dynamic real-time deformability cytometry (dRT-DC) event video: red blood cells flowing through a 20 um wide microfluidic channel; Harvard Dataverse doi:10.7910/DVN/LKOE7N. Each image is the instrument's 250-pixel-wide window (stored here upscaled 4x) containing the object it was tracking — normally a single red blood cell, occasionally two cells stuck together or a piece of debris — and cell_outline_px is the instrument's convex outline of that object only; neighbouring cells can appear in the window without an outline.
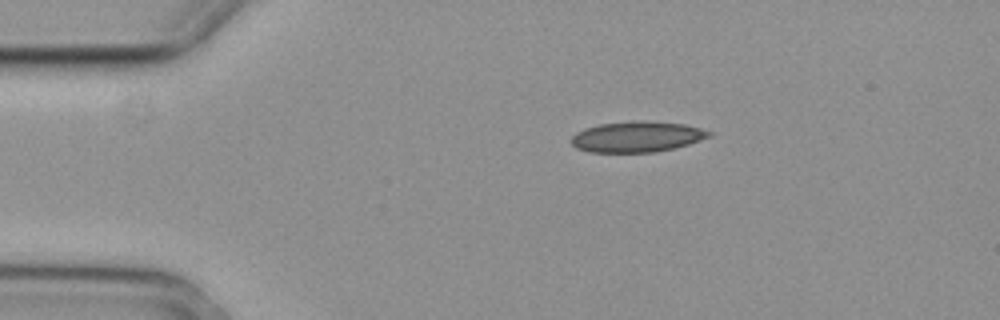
{"species": "common noctule bat (a hibernating species)", "species_latin": "Nyctalus noctula", "temperature_condition": "cold", "stored_images_in_passage": 3, "camera_frame_rate_fps": 3000, "um_per_image_px": 0.085, "animal": {"sex": "female", "body_mass_g": 29.2, "forearm_length_mm": 56.3}, "frame": {"image": 1, "passage_image": 1, "time_ms": 0.0, "image_size_px": [1000, 320], "cell_outline_px": [[712, 136], [676, 148], [656, 152], [588, 152], [576, 148], [568, 140], [576, 132], [584, 128], [600, 124], [636, 120], [644, 120], [684, 124], [700, 128], [712, 132]], "centroid_in_image_um": [54.12, 11.62], "position_along_channel_um": 30.9, "area_um2": 24.91}}
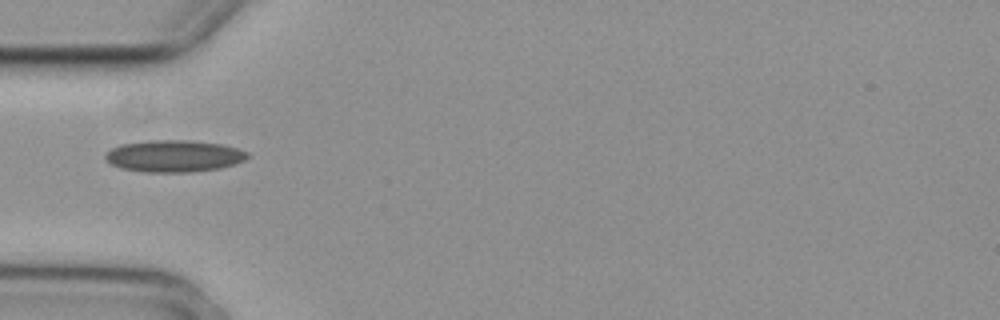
{"frame": {"image": 2, "passage_image": 3, "time_ms": 0.667, "image_size_px": [1000, 320], "cell_outline_px": [[248, 156], [244, 160], [220, 168], [192, 172], [144, 172], [120, 168], [112, 164], [104, 156], [112, 148], [120, 144], [148, 140], [184, 140], [220, 144], [236, 148], [248, 152]], "centroid_in_image_um": [14.76, 13.26], "position_along_channel_um": 70.2, "area_um2": 26.18}}